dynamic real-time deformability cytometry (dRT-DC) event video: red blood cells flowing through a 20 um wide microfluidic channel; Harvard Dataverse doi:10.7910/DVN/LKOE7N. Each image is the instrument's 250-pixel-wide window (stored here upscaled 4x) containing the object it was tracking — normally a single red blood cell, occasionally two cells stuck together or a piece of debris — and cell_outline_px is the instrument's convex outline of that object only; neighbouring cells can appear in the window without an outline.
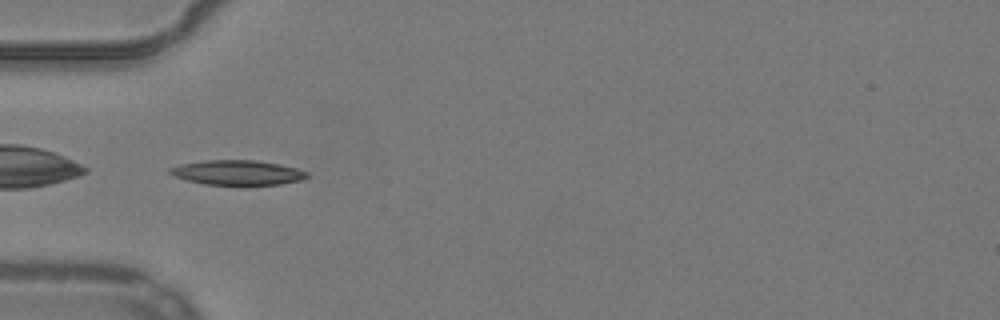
{"species": "common noctule bat (a hibernating species)", "species_latin": "Nyctalus noctula", "temperature_condition": "warm", "stored_images_in_passage": 37, "camera_frame_rate_fps": 3000, "um_per_image_px": 0.085, "animal": {"sex": "male", "body_mass_g": 19.2, "forearm_length_mm": 51.8}, "frame": {"image": 1, "passage_image": 1, "time_ms": 0.0, "image_size_px": [1000, 320], "cell_outline_px": [[308, 176], [300, 180], [280, 184], [204, 184], [188, 180], [176, 176], [168, 172], [168, 168], [180, 164], [204, 160], [256, 160], [280, 164], [296, 168], [308, 172]], "centroid_in_image_um": [20.17, 14.65], "position_along_channel_um": 64.8, "area_um2": 19.54}}
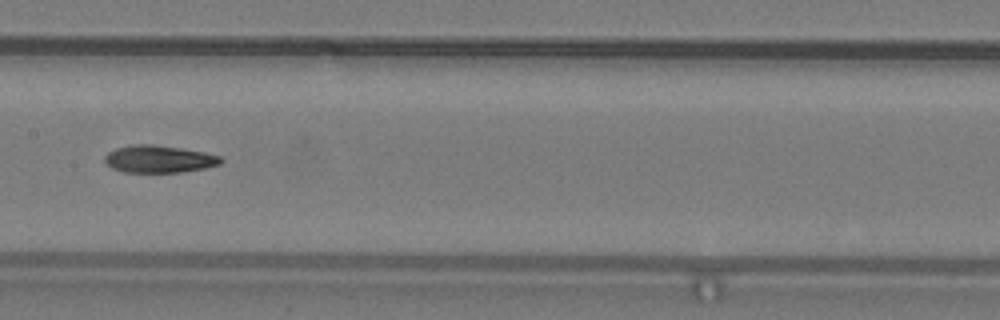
{"frame": {"image": 2, "passage_image": 11, "time_ms": 3.333, "image_size_px": [1000, 320], "cell_outline_px": [[224, 160], [220, 164], [204, 168], [180, 172], [124, 172], [112, 168], [104, 160], [104, 156], [108, 152], [116, 148], [132, 144], [152, 144], [180, 148], [204, 152], [220, 156]], "centroid_in_image_um": [13.5, 13.51], "position_along_channel_um": 193.9, "area_um2": 18.44}}
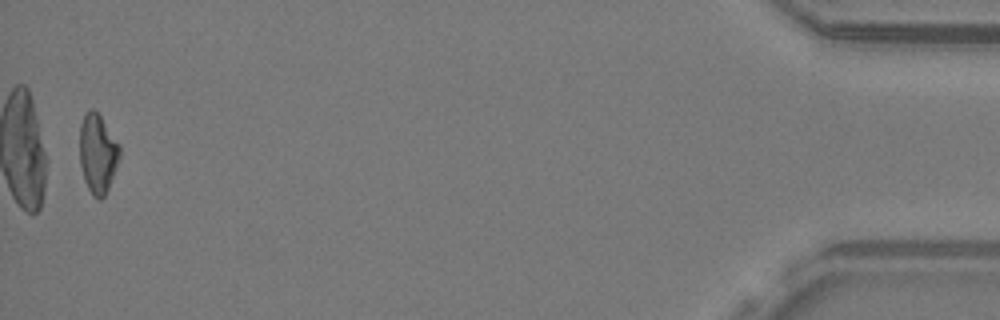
{"frame": {"image": 3, "passage_image": 36, "time_ms": 11.667, "image_size_px": [1000, 320], "cell_outline_px": [[120, 156], [116, 168], [108, 188], [104, 196], [100, 200], [92, 196], [84, 180], [80, 164], [80, 124], [84, 112], [88, 108], [92, 108], [100, 116], [120, 144]], "centroid_in_image_um": [8.29, 13.03], "position_along_channel_um": 426.9, "area_um2": 18.55}, "authors_computed_cell_mechanics": {"area_um2": 18.785, "velocity_mm_per_s": 3.8959, "shape_relaxation_time_tau1_ms": 10.1272, "shape_relaxation_time_tau2_ms": 4.7308, "deformation_change_tau1": 0.2539, "deformation_change_tau2": 0.1233}}